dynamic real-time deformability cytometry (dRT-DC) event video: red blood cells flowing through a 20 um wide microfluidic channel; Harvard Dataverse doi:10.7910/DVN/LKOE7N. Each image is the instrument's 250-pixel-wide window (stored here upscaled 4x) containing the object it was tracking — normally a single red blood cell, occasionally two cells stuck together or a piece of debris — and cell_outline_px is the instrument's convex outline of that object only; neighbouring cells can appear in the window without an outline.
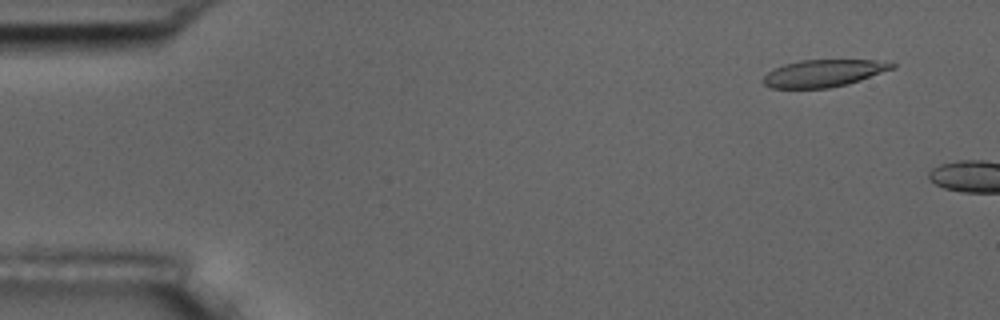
{"species": "common noctule bat (a hibernating species)", "species_latin": "Nyctalus noctula", "temperature_condition": "room temperature", "stored_images_in_passage": 8, "camera_frame_rate_fps": 3000, "um_per_image_px": 0.085, "animal": {"sex": "male", "body_mass_g": 17.5, "forearm_length_mm": 52.3}, "frame": {"image": 1, "passage_image": 4, "time_ms": 1.0, "image_size_px": [1000, 320], "cell_outline_px": [[896, 68], [848, 84], [828, 88], [772, 88], [764, 84], [760, 80], [768, 72], [784, 64], [800, 60], [876, 60], [896, 64]], "centroid_in_image_um": [70.0, 6.22], "position_along_channel_um": 15.0, "area_um2": 20.4}}